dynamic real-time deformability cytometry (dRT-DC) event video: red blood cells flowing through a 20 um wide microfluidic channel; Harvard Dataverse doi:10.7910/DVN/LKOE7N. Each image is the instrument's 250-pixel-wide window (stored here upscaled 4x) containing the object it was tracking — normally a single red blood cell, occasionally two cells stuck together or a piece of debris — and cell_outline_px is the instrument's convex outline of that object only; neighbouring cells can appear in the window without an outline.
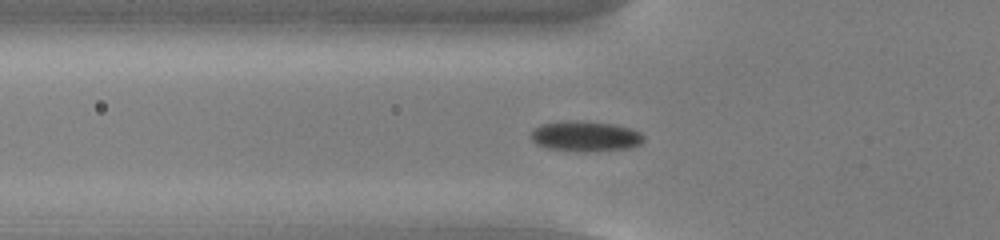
{"species": "common noctule bat (a hibernating species)", "species_latin": "Nyctalus noctula", "temperature_condition": "cold", "stored_images_in_passage": 55, "camera_frame_rate_fps": 3000, "um_per_image_px": 0.085, "animal": {"sex": "male", "body_mass_g": 13.0, "forearm_length_mm": 53.1}, "frame": {"image": 1, "passage_image": 20, "time_ms": 6.333, "image_size_px": [1000, 240], "cell_outline_px": [[644, 140], [640, 144], [628, 148], [584, 152], [548, 148], [536, 144], [532, 140], [532, 128], [540, 124], [560, 120], [580, 120], [616, 124], [632, 128], [640, 132], [644, 136]], "centroid_in_image_um": [49.75, 11.55], "position_along_channel_um": 76.1, "area_um2": 20.29}}
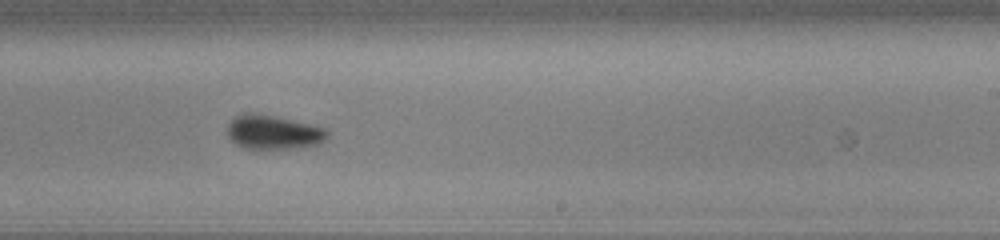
{"frame": {"image": 2, "passage_image": 35, "time_ms": 11.333, "image_size_px": [1000, 240], "cell_outline_px": [[328, 136], [320, 144], [292, 148], [244, 148], [236, 144], [228, 136], [228, 124], [236, 116], [244, 112], [252, 112], [292, 120], [328, 128]], "centroid_in_image_um": [23.24, 11.23], "position_along_channel_um": 265.8, "area_um2": 19.71}}
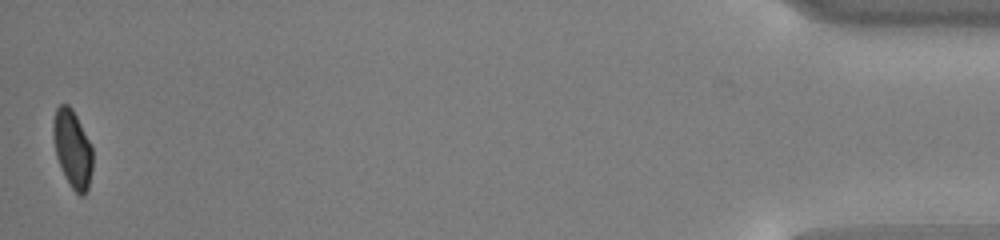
{"frame": {"image": 3, "passage_image": 55, "time_ms": 18.0, "image_size_px": [1000, 240], "cell_outline_px": [[92, 172], [88, 188], [84, 196], [80, 196], [72, 188], [64, 176], [56, 156], [52, 136], [52, 124], [56, 108], [60, 104], [68, 104], [72, 108], [92, 144]], "centroid_in_image_um": [6.16, 12.64], "position_along_channel_um": 429.0, "area_um2": 18.15}, "authors_computed_cell_mechanics": {"area_um2": 19.1318, "velocity_mm_per_s": 3.8012, "shape_relaxation_time_tau1_ms": 2.9095, "shape_relaxation_time_tau2_ms": 4.454, "deformation_change_tau1": 0.0894, "deformation_change_tau2": 0.0724}}